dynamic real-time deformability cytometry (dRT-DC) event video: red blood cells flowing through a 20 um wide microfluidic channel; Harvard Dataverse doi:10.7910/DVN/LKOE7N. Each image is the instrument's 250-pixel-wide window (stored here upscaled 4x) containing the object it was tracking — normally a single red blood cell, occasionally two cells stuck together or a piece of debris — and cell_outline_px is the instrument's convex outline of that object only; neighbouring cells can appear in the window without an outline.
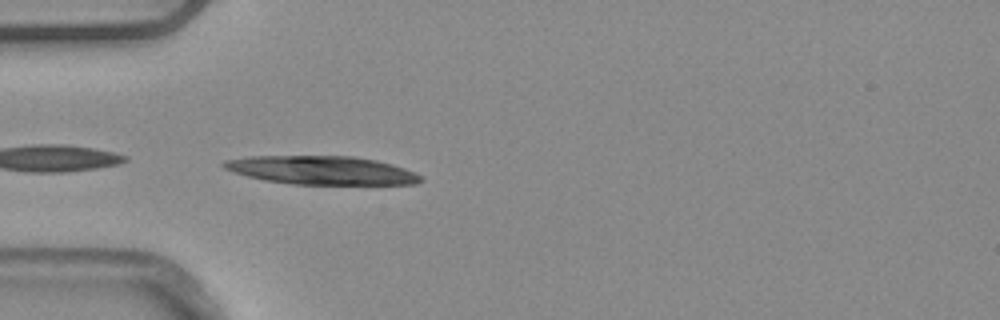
{"species": "common noctule bat (a hibernating species)", "species_latin": "Nyctalus noctula", "temperature_condition": "warm", "stored_images_in_passage": 3, "camera_frame_rate_fps": 3000, "um_per_image_px": 0.085, "animal": {"sex": "male", "body_mass_g": 20.4}, "frame": {"image": 1, "passage_image": 3, "time_ms": 0.667, "image_size_px": [1000, 320], "cell_outline_px": [[424, 180], [416, 184], [292, 184], [264, 180], [232, 172], [224, 168], [220, 164], [224, 160], [248, 156], [352, 156], [376, 160], [392, 164], [416, 172], [424, 176]], "centroid_in_image_um": [27.35, 14.47], "position_along_channel_um": 57.7, "area_um2": 32.89}}